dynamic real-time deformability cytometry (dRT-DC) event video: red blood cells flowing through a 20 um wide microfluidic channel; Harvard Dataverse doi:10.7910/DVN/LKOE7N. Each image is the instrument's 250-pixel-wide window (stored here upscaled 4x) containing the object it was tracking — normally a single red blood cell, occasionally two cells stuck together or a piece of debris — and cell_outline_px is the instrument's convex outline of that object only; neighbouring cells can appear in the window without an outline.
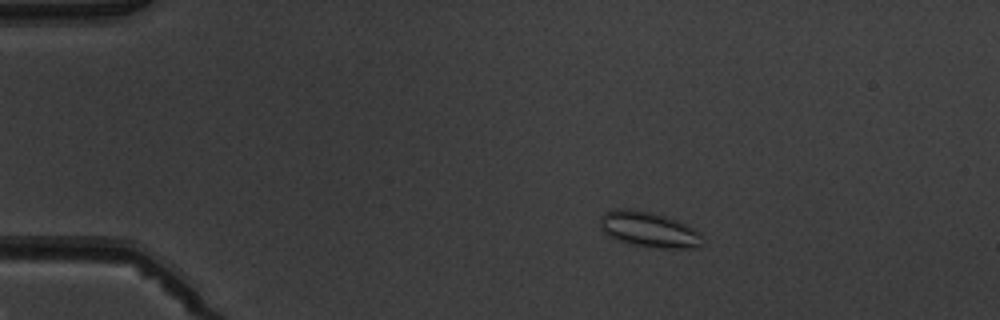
{"species": "common noctule bat (a hibernating species)", "species_latin": "Nyctalus noctula", "temperature_condition": "warm", "stored_images_in_passage": 7, "camera_frame_rate_fps": 3000, "um_per_image_px": 0.085, "animal": {"sex": "male", "body_mass_g": 19.5, "forearm_length_mm": 54.6}, "frame": {"image": 1, "passage_image": 2, "time_ms": 1.0, "image_size_px": [1000, 320], "cell_outline_px": [[704, 244], [696, 248], [648, 248], [616, 240], [608, 236], [600, 228], [600, 216], [604, 212], [612, 208], [632, 208], [652, 212], [668, 216], [688, 224], [700, 232], [704, 236]], "centroid_in_image_um": [55.18, 19.5], "position_along_channel_um": 29.8, "area_um2": 22.02}}
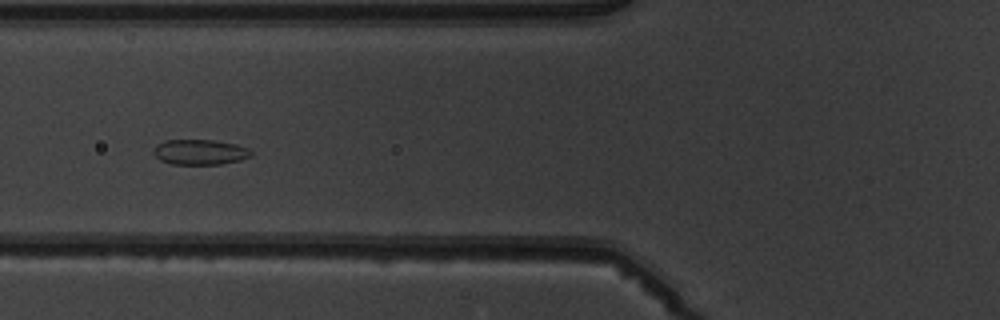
{"frame": {"image": 2, "passage_image": 5, "time_ms": 4.667, "image_size_px": [1000, 320], "cell_outline_px": [[252, 156], [240, 160], [220, 164], [172, 164], [160, 160], [152, 152], [152, 148], [156, 144], [164, 140], [212, 140], [236, 144], [248, 148], [252, 152]], "centroid_in_image_um": [16.97, 12.92], "position_along_channel_um": 108.8, "area_um2": 14.45}}
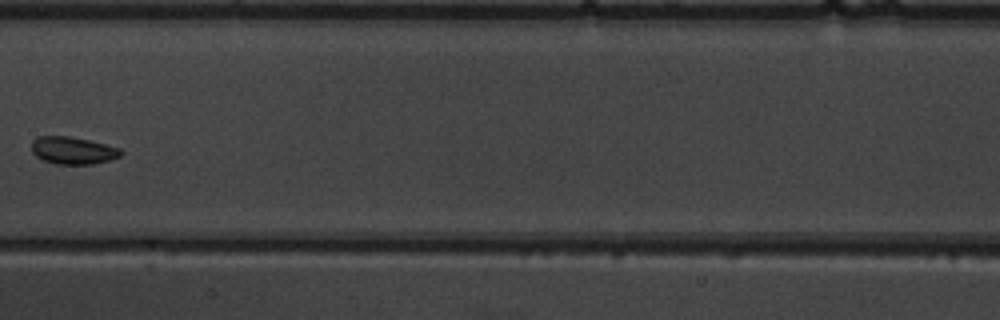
{"frame": {"image": 3, "passage_image": 7, "time_ms": 7.0, "image_size_px": [1000, 320], "cell_outline_px": [[124, 152], [120, 156], [108, 160], [92, 164], [56, 164], [44, 160], [36, 156], [32, 152], [32, 140], [36, 136], [68, 136], [88, 140], [120, 148]], "centroid_in_image_um": [6.18, 12.78], "position_along_channel_um": 201.2, "area_um2": 14.16}}